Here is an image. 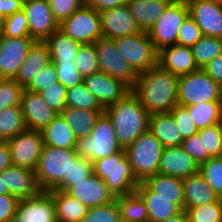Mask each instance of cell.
I'll list each match as a JSON object with an SVG mask.
<instances>
[{
  "label": "cell",
  "instance_id": "obj_1",
  "mask_svg": "<svg viewBox=\"0 0 222 222\" xmlns=\"http://www.w3.org/2000/svg\"><path fill=\"white\" fill-rule=\"evenodd\" d=\"M178 78L157 64L138 74L131 91L150 114L170 113L177 105Z\"/></svg>",
  "mask_w": 222,
  "mask_h": 222
},
{
  "label": "cell",
  "instance_id": "obj_2",
  "mask_svg": "<svg viewBox=\"0 0 222 222\" xmlns=\"http://www.w3.org/2000/svg\"><path fill=\"white\" fill-rule=\"evenodd\" d=\"M104 112L110 118L117 142L123 149L149 130L151 114L142 106L132 91L116 104L106 107Z\"/></svg>",
  "mask_w": 222,
  "mask_h": 222
},
{
  "label": "cell",
  "instance_id": "obj_3",
  "mask_svg": "<svg viewBox=\"0 0 222 222\" xmlns=\"http://www.w3.org/2000/svg\"><path fill=\"white\" fill-rule=\"evenodd\" d=\"M75 149L44 145L34 171L41 191L56 189L64 179H70L71 162L77 157Z\"/></svg>",
  "mask_w": 222,
  "mask_h": 222
},
{
  "label": "cell",
  "instance_id": "obj_4",
  "mask_svg": "<svg viewBox=\"0 0 222 222\" xmlns=\"http://www.w3.org/2000/svg\"><path fill=\"white\" fill-rule=\"evenodd\" d=\"M93 173L102 178L114 197L135 191L139 182L134 177L125 150L92 163Z\"/></svg>",
  "mask_w": 222,
  "mask_h": 222
},
{
  "label": "cell",
  "instance_id": "obj_5",
  "mask_svg": "<svg viewBox=\"0 0 222 222\" xmlns=\"http://www.w3.org/2000/svg\"><path fill=\"white\" fill-rule=\"evenodd\" d=\"M163 149L164 146L149 130L124 149L132 173L138 182L158 174Z\"/></svg>",
  "mask_w": 222,
  "mask_h": 222
},
{
  "label": "cell",
  "instance_id": "obj_6",
  "mask_svg": "<svg viewBox=\"0 0 222 222\" xmlns=\"http://www.w3.org/2000/svg\"><path fill=\"white\" fill-rule=\"evenodd\" d=\"M110 118L104 112L87 137L77 139L76 153L79 157L89 159L92 163L120 151Z\"/></svg>",
  "mask_w": 222,
  "mask_h": 222
},
{
  "label": "cell",
  "instance_id": "obj_7",
  "mask_svg": "<svg viewBox=\"0 0 222 222\" xmlns=\"http://www.w3.org/2000/svg\"><path fill=\"white\" fill-rule=\"evenodd\" d=\"M188 16L189 8L185 0H173L167 6L147 32L157 52L177 44L178 32Z\"/></svg>",
  "mask_w": 222,
  "mask_h": 222
},
{
  "label": "cell",
  "instance_id": "obj_8",
  "mask_svg": "<svg viewBox=\"0 0 222 222\" xmlns=\"http://www.w3.org/2000/svg\"><path fill=\"white\" fill-rule=\"evenodd\" d=\"M117 50L137 73H143L158 64V52L149 35L140 31L134 35L114 39Z\"/></svg>",
  "mask_w": 222,
  "mask_h": 222
},
{
  "label": "cell",
  "instance_id": "obj_9",
  "mask_svg": "<svg viewBox=\"0 0 222 222\" xmlns=\"http://www.w3.org/2000/svg\"><path fill=\"white\" fill-rule=\"evenodd\" d=\"M220 86L208 74L199 69L178 78L177 104L187 107L218 101Z\"/></svg>",
  "mask_w": 222,
  "mask_h": 222
},
{
  "label": "cell",
  "instance_id": "obj_10",
  "mask_svg": "<svg viewBox=\"0 0 222 222\" xmlns=\"http://www.w3.org/2000/svg\"><path fill=\"white\" fill-rule=\"evenodd\" d=\"M59 30L79 44H92L102 37L99 12L83 5L59 24Z\"/></svg>",
  "mask_w": 222,
  "mask_h": 222
},
{
  "label": "cell",
  "instance_id": "obj_11",
  "mask_svg": "<svg viewBox=\"0 0 222 222\" xmlns=\"http://www.w3.org/2000/svg\"><path fill=\"white\" fill-rule=\"evenodd\" d=\"M100 71L125 83L130 89L136 83L138 74L121 56L115 41L100 37L95 43Z\"/></svg>",
  "mask_w": 222,
  "mask_h": 222
},
{
  "label": "cell",
  "instance_id": "obj_12",
  "mask_svg": "<svg viewBox=\"0 0 222 222\" xmlns=\"http://www.w3.org/2000/svg\"><path fill=\"white\" fill-rule=\"evenodd\" d=\"M6 142L11 152L12 164L35 171L44 146L41 131L26 129Z\"/></svg>",
  "mask_w": 222,
  "mask_h": 222
},
{
  "label": "cell",
  "instance_id": "obj_13",
  "mask_svg": "<svg viewBox=\"0 0 222 222\" xmlns=\"http://www.w3.org/2000/svg\"><path fill=\"white\" fill-rule=\"evenodd\" d=\"M22 10L27 17L29 37L35 41H45L59 29V23L53 16L49 0L23 3Z\"/></svg>",
  "mask_w": 222,
  "mask_h": 222
},
{
  "label": "cell",
  "instance_id": "obj_14",
  "mask_svg": "<svg viewBox=\"0 0 222 222\" xmlns=\"http://www.w3.org/2000/svg\"><path fill=\"white\" fill-rule=\"evenodd\" d=\"M34 42L31 37L0 38V78H15Z\"/></svg>",
  "mask_w": 222,
  "mask_h": 222
},
{
  "label": "cell",
  "instance_id": "obj_15",
  "mask_svg": "<svg viewBox=\"0 0 222 222\" xmlns=\"http://www.w3.org/2000/svg\"><path fill=\"white\" fill-rule=\"evenodd\" d=\"M12 222H57L55 204L49 191L19 200Z\"/></svg>",
  "mask_w": 222,
  "mask_h": 222
},
{
  "label": "cell",
  "instance_id": "obj_16",
  "mask_svg": "<svg viewBox=\"0 0 222 222\" xmlns=\"http://www.w3.org/2000/svg\"><path fill=\"white\" fill-rule=\"evenodd\" d=\"M83 83L104 109L116 104L131 92V89L125 83L101 71L84 77Z\"/></svg>",
  "mask_w": 222,
  "mask_h": 222
},
{
  "label": "cell",
  "instance_id": "obj_17",
  "mask_svg": "<svg viewBox=\"0 0 222 222\" xmlns=\"http://www.w3.org/2000/svg\"><path fill=\"white\" fill-rule=\"evenodd\" d=\"M189 16L202 35L222 38V4L205 0H185Z\"/></svg>",
  "mask_w": 222,
  "mask_h": 222
},
{
  "label": "cell",
  "instance_id": "obj_18",
  "mask_svg": "<svg viewBox=\"0 0 222 222\" xmlns=\"http://www.w3.org/2000/svg\"><path fill=\"white\" fill-rule=\"evenodd\" d=\"M102 37L115 39L140 32L127 4L99 12Z\"/></svg>",
  "mask_w": 222,
  "mask_h": 222
},
{
  "label": "cell",
  "instance_id": "obj_19",
  "mask_svg": "<svg viewBox=\"0 0 222 222\" xmlns=\"http://www.w3.org/2000/svg\"><path fill=\"white\" fill-rule=\"evenodd\" d=\"M66 193L79 200L87 208L100 206L115 200L105 181L94 173L80 182H75Z\"/></svg>",
  "mask_w": 222,
  "mask_h": 222
},
{
  "label": "cell",
  "instance_id": "obj_20",
  "mask_svg": "<svg viewBox=\"0 0 222 222\" xmlns=\"http://www.w3.org/2000/svg\"><path fill=\"white\" fill-rule=\"evenodd\" d=\"M198 172L199 165L181 145L163 149L158 174L183 180Z\"/></svg>",
  "mask_w": 222,
  "mask_h": 222
},
{
  "label": "cell",
  "instance_id": "obj_21",
  "mask_svg": "<svg viewBox=\"0 0 222 222\" xmlns=\"http://www.w3.org/2000/svg\"><path fill=\"white\" fill-rule=\"evenodd\" d=\"M20 107L28 130L41 131L58 115L48 107L39 93L27 90L22 92Z\"/></svg>",
  "mask_w": 222,
  "mask_h": 222
},
{
  "label": "cell",
  "instance_id": "obj_22",
  "mask_svg": "<svg viewBox=\"0 0 222 222\" xmlns=\"http://www.w3.org/2000/svg\"><path fill=\"white\" fill-rule=\"evenodd\" d=\"M2 183L8 193L18 200L34 197L39 189L33 170L19 166H10L2 171Z\"/></svg>",
  "mask_w": 222,
  "mask_h": 222
},
{
  "label": "cell",
  "instance_id": "obj_23",
  "mask_svg": "<svg viewBox=\"0 0 222 222\" xmlns=\"http://www.w3.org/2000/svg\"><path fill=\"white\" fill-rule=\"evenodd\" d=\"M158 65L172 74L181 76L199 70L191 47L175 44L158 52Z\"/></svg>",
  "mask_w": 222,
  "mask_h": 222
},
{
  "label": "cell",
  "instance_id": "obj_24",
  "mask_svg": "<svg viewBox=\"0 0 222 222\" xmlns=\"http://www.w3.org/2000/svg\"><path fill=\"white\" fill-rule=\"evenodd\" d=\"M51 62L49 48L44 41H35L27 53L26 59L19 67L14 80L25 89L34 76Z\"/></svg>",
  "mask_w": 222,
  "mask_h": 222
},
{
  "label": "cell",
  "instance_id": "obj_25",
  "mask_svg": "<svg viewBox=\"0 0 222 222\" xmlns=\"http://www.w3.org/2000/svg\"><path fill=\"white\" fill-rule=\"evenodd\" d=\"M173 0H128L126 2L140 31L148 32Z\"/></svg>",
  "mask_w": 222,
  "mask_h": 222
},
{
  "label": "cell",
  "instance_id": "obj_26",
  "mask_svg": "<svg viewBox=\"0 0 222 222\" xmlns=\"http://www.w3.org/2000/svg\"><path fill=\"white\" fill-rule=\"evenodd\" d=\"M184 210L217 202L220 197L198 172L183 179Z\"/></svg>",
  "mask_w": 222,
  "mask_h": 222
},
{
  "label": "cell",
  "instance_id": "obj_27",
  "mask_svg": "<svg viewBox=\"0 0 222 222\" xmlns=\"http://www.w3.org/2000/svg\"><path fill=\"white\" fill-rule=\"evenodd\" d=\"M135 191L146 204L149 222H162L182 211L175 204V199L154 197V192H152L143 182H139Z\"/></svg>",
  "mask_w": 222,
  "mask_h": 222
},
{
  "label": "cell",
  "instance_id": "obj_28",
  "mask_svg": "<svg viewBox=\"0 0 222 222\" xmlns=\"http://www.w3.org/2000/svg\"><path fill=\"white\" fill-rule=\"evenodd\" d=\"M149 131L161 142L164 148L182 144V135L171 113L151 114Z\"/></svg>",
  "mask_w": 222,
  "mask_h": 222
},
{
  "label": "cell",
  "instance_id": "obj_29",
  "mask_svg": "<svg viewBox=\"0 0 222 222\" xmlns=\"http://www.w3.org/2000/svg\"><path fill=\"white\" fill-rule=\"evenodd\" d=\"M43 143L46 146L75 149L77 138L61 114H58L41 130Z\"/></svg>",
  "mask_w": 222,
  "mask_h": 222
},
{
  "label": "cell",
  "instance_id": "obj_30",
  "mask_svg": "<svg viewBox=\"0 0 222 222\" xmlns=\"http://www.w3.org/2000/svg\"><path fill=\"white\" fill-rule=\"evenodd\" d=\"M143 183L154 192V197L175 199V204L184 210L183 180L171 176L155 174Z\"/></svg>",
  "mask_w": 222,
  "mask_h": 222
},
{
  "label": "cell",
  "instance_id": "obj_31",
  "mask_svg": "<svg viewBox=\"0 0 222 222\" xmlns=\"http://www.w3.org/2000/svg\"><path fill=\"white\" fill-rule=\"evenodd\" d=\"M53 197L57 222H82L88 208L68 193L53 189L49 190Z\"/></svg>",
  "mask_w": 222,
  "mask_h": 222
},
{
  "label": "cell",
  "instance_id": "obj_32",
  "mask_svg": "<svg viewBox=\"0 0 222 222\" xmlns=\"http://www.w3.org/2000/svg\"><path fill=\"white\" fill-rule=\"evenodd\" d=\"M104 111H92L66 107L60 114L70 126L77 139L91 134L97 119Z\"/></svg>",
  "mask_w": 222,
  "mask_h": 222
},
{
  "label": "cell",
  "instance_id": "obj_33",
  "mask_svg": "<svg viewBox=\"0 0 222 222\" xmlns=\"http://www.w3.org/2000/svg\"><path fill=\"white\" fill-rule=\"evenodd\" d=\"M51 56V61H75L81 44L72 40L59 29L53 32L45 41Z\"/></svg>",
  "mask_w": 222,
  "mask_h": 222
},
{
  "label": "cell",
  "instance_id": "obj_34",
  "mask_svg": "<svg viewBox=\"0 0 222 222\" xmlns=\"http://www.w3.org/2000/svg\"><path fill=\"white\" fill-rule=\"evenodd\" d=\"M115 200L122 222H149L146 204L136 191L115 197Z\"/></svg>",
  "mask_w": 222,
  "mask_h": 222
},
{
  "label": "cell",
  "instance_id": "obj_35",
  "mask_svg": "<svg viewBox=\"0 0 222 222\" xmlns=\"http://www.w3.org/2000/svg\"><path fill=\"white\" fill-rule=\"evenodd\" d=\"M25 130L26 126L20 106L0 110V141L12 139Z\"/></svg>",
  "mask_w": 222,
  "mask_h": 222
},
{
  "label": "cell",
  "instance_id": "obj_36",
  "mask_svg": "<svg viewBox=\"0 0 222 222\" xmlns=\"http://www.w3.org/2000/svg\"><path fill=\"white\" fill-rule=\"evenodd\" d=\"M193 57L199 69H203L209 62L222 54V38L202 36L191 47Z\"/></svg>",
  "mask_w": 222,
  "mask_h": 222
},
{
  "label": "cell",
  "instance_id": "obj_37",
  "mask_svg": "<svg viewBox=\"0 0 222 222\" xmlns=\"http://www.w3.org/2000/svg\"><path fill=\"white\" fill-rule=\"evenodd\" d=\"M199 129L222 123L219 101H210L186 107Z\"/></svg>",
  "mask_w": 222,
  "mask_h": 222
},
{
  "label": "cell",
  "instance_id": "obj_38",
  "mask_svg": "<svg viewBox=\"0 0 222 222\" xmlns=\"http://www.w3.org/2000/svg\"><path fill=\"white\" fill-rule=\"evenodd\" d=\"M66 107L104 111L98 99L87 90L83 82L67 89Z\"/></svg>",
  "mask_w": 222,
  "mask_h": 222
},
{
  "label": "cell",
  "instance_id": "obj_39",
  "mask_svg": "<svg viewBox=\"0 0 222 222\" xmlns=\"http://www.w3.org/2000/svg\"><path fill=\"white\" fill-rule=\"evenodd\" d=\"M75 66L83 78L100 71L94 43L80 46L75 58Z\"/></svg>",
  "mask_w": 222,
  "mask_h": 222
},
{
  "label": "cell",
  "instance_id": "obj_40",
  "mask_svg": "<svg viewBox=\"0 0 222 222\" xmlns=\"http://www.w3.org/2000/svg\"><path fill=\"white\" fill-rule=\"evenodd\" d=\"M188 222H222V198L217 202L185 210Z\"/></svg>",
  "mask_w": 222,
  "mask_h": 222
},
{
  "label": "cell",
  "instance_id": "obj_41",
  "mask_svg": "<svg viewBox=\"0 0 222 222\" xmlns=\"http://www.w3.org/2000/svg\"><path fill=\"white\" fill-rule=\"evenodd\" d=\"M199 173L214 192L222 198V158L211 157L199 166Z\"/></svg>",
  "mask_w": 222,
  "mask_h": 222
},
{
  "label": "cell",
  "instance_id": "obj_42",
  "mask_svg": "<svg viewBox=\"0 0 222 222\" xmlns=\"http://www.w3.org/2000/svg\"><path fill=\"white\" fill-rule=\"evenodd\" d=\"M82 222H122L116 200L88 208Z\"/></svg>",
  "mask_w": 222,
  "mask_h": 222
},
{
  "label": "cell",
  "instance_id": "obj_43",
  "mask_svg": "<svg viewBox=\"0 0 222 222\" xmlns=\"http://www.w3.org/2000/svg\"><path fill=\"white\" fill-rule=\"evenodd\" d=\"M199 137L204 144V152L211 157H219L222 146V123L199 129Z\"/></svg>",
  "mask_w": 222,
  "mask_h": 222
},
{
  "label": "cell",
  "instance_id": "obj_44",
  "mask_svg": "<svg viewBox=\"0 0 222 222\" xmlns=\"http://www.w3.org/2000/svg\"><path fill=\"white\" fill-rule=\"evenodd\" d=\"M93 173L92 162L89 159L77 156L71 162L70 179L64 181L56 188L57 190L66 192L75 182L87 178Z\"/></svg>",
  "mask_w": 222,
  "mask_h": 222
},
{
  "label": "cell",
  "instance_id": "obj_45",
  "mask_svg": "<svg viewBox=\"0 0 222 222\" xmlns=\"http://www.w3.org/2000/svg\"><path fill=\"white\" fill-rule=\"evenodd\" d=\"M23 90L14 79L0 78V110L20 106Z\"/></svg>",
  "mask_w": 222,
  "mask_h": 222
},
{
  "label": "cell",
  "instance_id": "obj_46",
  "mask_svg": "<svg viewBox=\"0 0 222 222\" xmlns=\"http://www.w3.org/2000/svg\"><path fill=\"white\" fill-rule=\"evenodd\" d=\"M55 65L57 81L64 87L71 88L83 82V77L78 72L75 61H51Z\"/></svg>",
  "mask_w": 222,
  "mask_h": 222
},
{
  "label": "cell",
  "instance_id": "obj_47",
  "mask_svg": "<svg viewBox=\"0 0 222 222\" xmlns=\"http://www.w3.org/2000/svg\"><path fill=\"white\" fill-rule=\"evenodd\" d=\"M3 36L29 37L27 17L23 10L4 18Z\"/></svg>",
  "mask_w": 222,
  "mask_h": 222
},
{
  "label": "cell",
  "instance_id": "obj_48",
  "mask_svg": "<svg viewBox=\"0 0 222 222\" xmlns=\"http://www.w3.org/2000/svg\"><path fill=\"white\" fill-rule=\"evenodd\" d=\"M40 95L48 107L60 114L66 108L67 88L58 81L44 89Z\"/></svg>",
  "mask_w": 222,
  "mask_h": 222
},
{
  "label": "cell",
  "instance_id": "obj_49",
  "mask_svg": "<svg viewBox=\"0 0 222 222\" xmlns=\"http://www.w3.org/2000/svg\"><path fill=\"white\" fill-rule=\"evenodd\" d=\"M57 76L55 65L50 62L34 76L31 83L24 90L40 94L44 89L57 82Z\"/></svg>",
  "mask_w": 222,
  "mask_h": 222
},
{
  "label": "cell",
  "instance_id": "obj_50",
  "mask_svg": "<svg viewBox=\"0 0 222 222\" xmlns=\"http://www.w3.org/2000/svg\"><path fill=\"white\" fill-rule=\"evenodd\" d=\"M170 113L174 117L183 140L198 132V128L186 107L177 104Z\"/></svg>",
  "mask_w": 222,
  "mask_h": 222
},
{
  "label": "cell",
  "instance_id": "obj_51",
  "mask_svg": "<svg viewBox=\"0 0 222 222\" xmlns=\"http://www.w3.org/2000/svg\"><path fill=\"white\" fill-rule=\"evenodd\" d=\"M55 20L60 24L85 4V0H49Z\"/></svg>",
  "mask_w": 222,
  "mask_h": 222
},
{
  "label": "cell",
  "instance_id": "obj_52",
  "mask_svg": "<svg viewBox=\"0 0 222 222\" xmlns=\"http://www.w3.org/2000/svg\"><path fill=\"white\" fill-rule=\"evenodd\" d=\"M202 36L200 28L195 21L188 16L178 32L177 44L192 47Z\"/></svg>",
  "mask_w": 222,
  "mask_h": 222
},
{
  "label": "cell",
  "instance_id": "obj_53",
  "mask_svg": "<svg viewBox=\"0 0 222 222\" xmlns=\"http://www.w3.org/2000/svg\"><path fill=\"white\" fill-rule=\"evenodd\" d=\"M181 146L199 166L211 158L208 152H204V144L198 133L184 139Z\"/></svg>",
  "mask_w": 222,
  "mask_h": 222
},
{
  "label": "cell",
  "instance_id": "obj_54",
  "mask_svg": "<svg viewBox=\"0 0 222 222\" xmlns=\"http://www.w3.org/2000/svg\"><path fill=\"white\" fill-rule=\"evenodd\" d=\"M19 200L10 194L0 195V222H12Z\"/></svg>",
  "mask_w": 222,
  "mask_h": 222
},
{
  "label": "cell",
  "instance_id": "obj_55",
  "mask_svg": "<svg viewBox=\"0 0 222 222\" xmlns=\"http://www.w3.org/2000/svg\"><path fill=\"white\" fill-rule=\"evenodd\" d=\"M202 70L220 87L222 86V54L209 62Z\"/></svg>",
  "mask_w": 222,
  "mask_h": 222
},
{
  "label": "cell",
  "instance_id": "obj_56",
  "mask_svg": "<svg viewBox=\"0 0 222 222\" xmlns=\"http://www.w3.org/2000/svg\"><path fill=\"white\" fill-rule=\"evenodd\" d=\"M23 3L21 0H0V16L7 18L16 12L21 11Z\"/></svg>",
  "mask_w": 222,
  "mask_h": 222
},
{
  "label": "cell",
  "instance_id": "obj_57",
  "mask_svg": "<svg viewBox=\"0 0 222 222\" xmlns=\"http://www.w3.org/2000/svg\"><path fill=\"white\" fill-rule=\"evenodd\" d=\"M126 0H85V5L90 6L98 12L104 9H112L126 4Z\"/></svg>",
  "mask_w": 222,
  "mask_h": 222
},
{
  "label": "cell",
  "instance_id": "obj_58",
  "mask_svg": "<svg viewBox=\"0 0 222 222\" xmlns=\"http://www.w3.org/2000/svg\"><path fill=\"white\" fill-rule=\"evenodd\" d=\"M11 152L6 141H0V173L12 166Z\"/></svg>",
  "mask_w": 222,
  "mask_h": 222
},
{
  "label": "cell",
  "instance_id": "obj_59",
  "mask_svg": "<svg viewBox=\"0 0 222 222\" xmlns=\"http://www.w3.org/2000/svg\"><path fill=\"white\" fill-rule=\"evenodd\" d=\"M162 222H188V217H187L185 210H182L180 213H178L170 218H167L166 220H164Z\"/></svg>",
  "mask_w": 222,
  "mask_h": 222
},
{
  "label": "cell",
  "instance_id": "obj_60",
  "mask_svg": "<svg viewBox=\"0 0 222 222\" xmlns=\"http://www.w3.org/2000/svg\"><path fill=\"white\" fill-rule=\"evenodd\" d=\"M1 194H9L6 186H3L2 183V172L0 173V195Z\"/></svg>",
  "mask_w": 222,
  "mask_h": 222
},
{
  "label": "cell",
  "instance_id": "obj_61",
  "mask_svg": "<svg viewBox=\"0 0 222 222\" xmlns=\"http://www.w3.org/2000/svg\"><path fill=\"white\" fill-rule=\"evenodd\" d=\"M218 101H219L220 113H221V119H222V86L220 87Z\"/></svg>",
  "mask_w": 222,
  "mask_h": 222
},
{
  "label": "cell",
  "instance_id": "obj_62",
  "mask_svg": "<svg viewBox=\"0 0 222 222\" xmlns=\"http://www.w3.org/2000/svg\"><path fill=\"white\" fill-rule=\"evenodd\" d=\"M4 18L0 16V38L3 36Z\"/></svg>",
  "mask_w": 222,
  "mask_h": 222
},
{
  "label": "cell",
  "instance_id": "obj_63",
  "mask_svg": "<svg viewBox=\"0 0 222 222\" xmlns=\"http://www.w3.org/2000/svg\"><path fill=\"white\" fill-rule=\"evenodd\" d=\"M205 1H210V2L222 4V0H205Z\"/></svg>",
  "mask_w": 222,
  "mask_h": 222
},
{
  "label": "cell",
  "instance_id": "obj_64",
  "mask_svg": "<svg viewBox=\"0 0 222 222\" xmlns=\"http://www.w3.org/2000/svg\"><path fill=\"white\" fill-rule=\"evenodd\" d=\"M29 1H35V0H21L22 3H26V2H29Z\"/></svg>",
  "mask_w": 222,
  "mask_h": 222
},
{
  "label": "cell",
  "instance_id": "obj_65",
  "mask_svg": "<svg viewBox=\"0 0 222 222\" xmlns=\"http://www.w3.org/2000/svg\"><path fill=\"white\" fill-rule=\"evenodd\" d=\"M219 157L222 158V146H221Z\"/></svg>",
  "mask_w": 222,
  "mask_h": 222
}]
</instances>
